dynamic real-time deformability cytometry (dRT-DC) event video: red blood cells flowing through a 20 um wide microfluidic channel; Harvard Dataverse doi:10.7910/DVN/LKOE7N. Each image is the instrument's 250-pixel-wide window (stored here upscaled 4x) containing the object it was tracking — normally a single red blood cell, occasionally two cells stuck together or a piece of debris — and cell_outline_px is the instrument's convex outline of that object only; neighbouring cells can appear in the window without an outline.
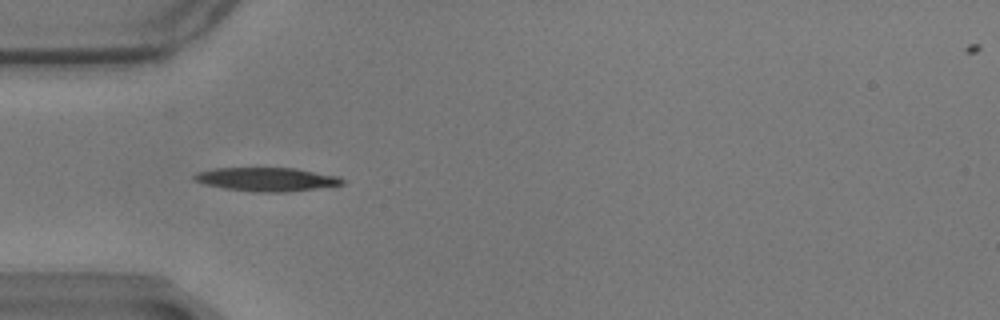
{"species": "common noctule bat (a hibernating species)", "species_latin": "Nyctalus noctula", "temperature_condition": "warm", "stored_images_in_passage": 43, "camera_frame_rate_fps": 3000, "um_per_image_px": 0.085, "animal": {"sex": "male", "body_mass_g": 17.9}, "frame": {"image": 1, "passage_image": 2, "time_ms": 0.333, "image_size_px": [1000, 320], "cell_outline_px": [[344, 184], [316, 188], [284, 192], [256, 192], [228, 188], [208, 184], [196, 180], [192, 176], [196, 172], [216, 168], [296, 168], [340, 176], [344, 180]], "centroid_in_image_um": [22.73, 15.23], "position_along_channel_um": 62.3, "area_um2": 20.11}}
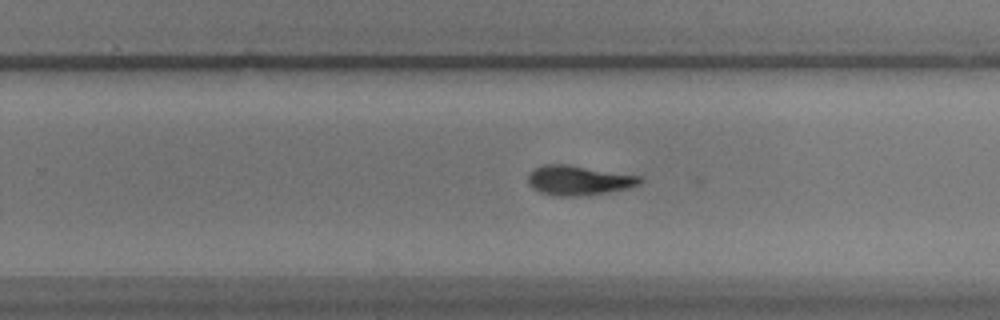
{"frame": {"image": 2, "passage_image": 21, "time_ms": 6.667, "image_size_px": [1000, 320], "cell_outline_px": [[644, 180], [640, 184], [628, 188], [608, 192], [580, 196], [552, 196], [540, 192], [532, 188], [528, 184], [528, 172], [532, 168], [540, 164], [568, 164], [644, 176]], "centroid_in_image_um": [49.17, 15.31], "position_along_channel_um": 280.6, "area_um2": 19.88}}
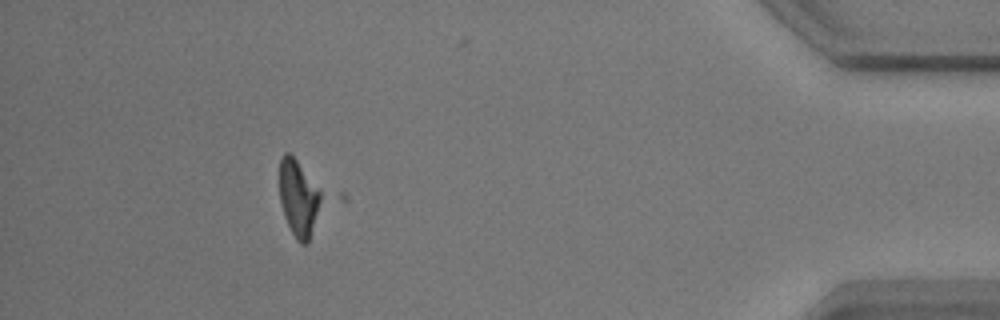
{"frame": {"image": 3, "passage_image": 37, "time_ms": 12.0, "image_size_px": [1000, 320], "cell_outline_px": [[348, 196], [308, 244], [300, 244], [296, 240], [284, 216], [280, 204], [280, 160], [284, 152], [288, 152], [344, 192]], "centroid_in_image_um": [26.04, 16.86], "position_along_channel_um": 409.2, "area_um2": 26.41}, "authors_computed_cell_mechanics": {"area_um2": 19.5942, "velocity_mm_per_s": 3.4627, "shape_relaxation_time_tau1_ms": null, "shape_relaxation_time_tau2_ms": 6.7389, "deformation_change_tau1": null, "deformation_change_tau2": 0.1596}}